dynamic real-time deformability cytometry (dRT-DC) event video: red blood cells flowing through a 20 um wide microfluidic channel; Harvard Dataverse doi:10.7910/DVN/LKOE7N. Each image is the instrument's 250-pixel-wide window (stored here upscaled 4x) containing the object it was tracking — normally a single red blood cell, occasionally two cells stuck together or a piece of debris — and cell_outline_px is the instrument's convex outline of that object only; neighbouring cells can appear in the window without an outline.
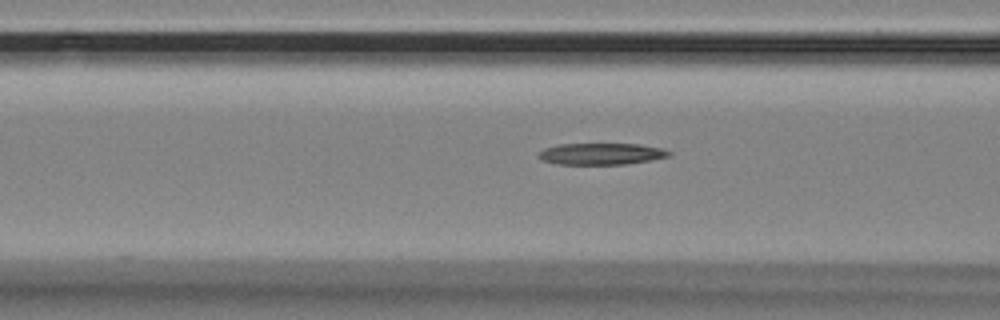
{"species": "Egyptian fruit bat (a non-hibernating species)", "species_latin": "Rousettus aegyptiacus", "temperature_condition": "room temperature", "stored_images_in_passage": 12, "camera_frame_rate_fps": 3000, "um_per_image_px": 0.085, "animal": {"sex": "female"}, "frame": {"image": 1, "passage_image": 9, "time_ms": 2.667, "image_size_px": [1000, 320], "cell_outline_px": [[672, 156], [652, 160], [628, 164], [556, 164], [540, 160], [536, 156], [544, 148], [560, 144], [640, 144], [664, 148], [672, 152]], "centroid_in_image_um": [51.15, 13.08], "position_along_channel_um": 115.5, "area_um2": 16.65}}